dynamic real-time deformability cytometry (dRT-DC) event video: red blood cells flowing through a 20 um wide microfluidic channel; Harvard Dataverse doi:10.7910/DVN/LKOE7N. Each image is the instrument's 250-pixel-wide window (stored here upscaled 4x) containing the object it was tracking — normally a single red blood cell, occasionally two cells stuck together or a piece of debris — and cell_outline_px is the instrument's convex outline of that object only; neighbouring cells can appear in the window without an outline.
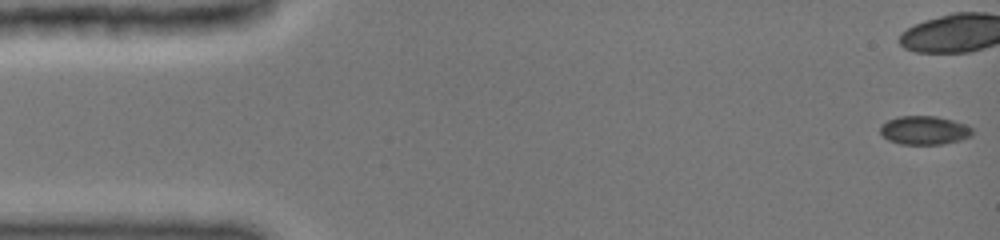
{"species": "common noctule bat (a hibernating species)", "species_latin": "Nyctalus noctula", "temperature_condition": "cold", "stored_images_in_passage": 30, "camera_frame_rate_fps": 3000, "um_per_image_px": 0.085, "animal": {"sex": "female", "body_mass_g": 19.0, "forearm_length_mm": 51.5}, "frame": {"image": 1, "passage_image": 1, "time_ms": 0.0, "image_size_px": [1000, 240], "cell_outline_px": [[972, 136], [960, 140], [944, 144], [900, 144], [888, 140], [880, 132], [880, 124], [888, 120], [900, 116], [936, 116], [952, 120], [964, 124], [972, 128]], "centroid_in_image_um": [78.56, 11.07], "position_along_channel_um": 6.4, "area_um2": 15.37}}